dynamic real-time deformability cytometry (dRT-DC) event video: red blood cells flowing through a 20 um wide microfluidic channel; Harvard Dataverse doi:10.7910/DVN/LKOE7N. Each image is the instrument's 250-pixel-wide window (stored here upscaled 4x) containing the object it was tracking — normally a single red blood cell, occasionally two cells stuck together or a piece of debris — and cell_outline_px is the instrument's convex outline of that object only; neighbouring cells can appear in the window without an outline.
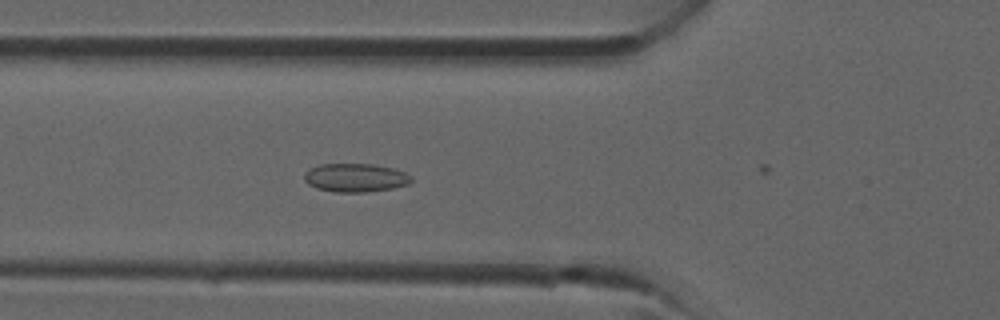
{"species": "common noctule bat (a hibernating species)", "species_latin": "Nyctalus noctula", "temperature_condition": "room temperature", "stored_images_in_passage": 13, "camera_frame_rate_fps": 3000, "um_per_image_px": 0.085, "animal": {"sex": "male", "forearm_length_mm": 52.5}, "frame": {"image": 1, "passage_image": 12, "time_ms": 3.667, "image_size_px": [1000, 320], "cell_outline_px": [[412, 180], [408, 184], [392, 188], [364, 192], [332, 192], [316, 188], [308, 184], [304, 180], [304, 172], [320, 164], [372, 164], [392, 168], [404, 172], [412, 176]], "centroid_in_image_um": [30.19, 15.11], "position_along_channel_um": 95.6, "area_um2": 17.74}}